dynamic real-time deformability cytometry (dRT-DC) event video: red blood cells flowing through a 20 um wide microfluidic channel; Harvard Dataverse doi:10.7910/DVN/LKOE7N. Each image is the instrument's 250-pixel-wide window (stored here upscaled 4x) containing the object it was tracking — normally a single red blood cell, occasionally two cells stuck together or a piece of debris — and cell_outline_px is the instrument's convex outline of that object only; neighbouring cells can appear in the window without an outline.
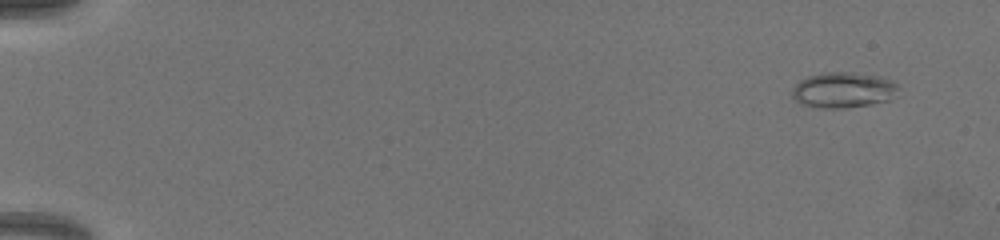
{"species": "common noctule bat (a hibernating species)", "species_latin": "Nyctalus noctula", "temperature_condition": "warm", "stored_images_in_passage": 54, "camera_frame_rate_fps": 3000, "um_per_image_px": 0.085, "animal": {"sex": "female", "body_mass_g": 19.5, "forearm_length_mm": 54.1}, "frame": {"image": 1, "passage_image": 5, "time_ms": 1.333, "image_size_px": [1000, 240], "cell_outline_px": [[896, 88], [888, 100], [868, 104], [844, 108], [816, 108], [804, 104], [796, 100], [792, 96], [792, 88], [800, 80], [808, 76], [824, 72], [848, 72], [880, 76], [892, 80], [896, 84]], "centroid_in_image_um": [71.61, 7.64], "position_along_channel_um": 13.4, "area_um2": 21.68}}
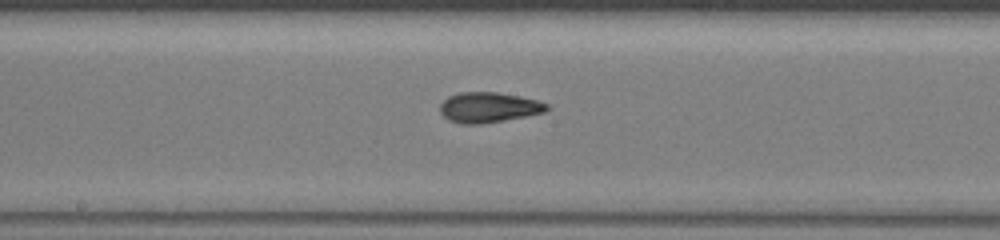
{"frame": {"image": 2, "passage_image": 39, "time_ms": 12.667, "image_size_px": [1000, 240], "cell_outline_px": [[548, 108], [544, 112], [504, 120], [480, 124], [460, 124], [448, 120], [440, 112], [440, 104], [448, 96], [460, 92], [496, 92], [520, 96], [536, 100], [548, 104]], "centroid_in_image_um": [41.49, 9.12], "position_along_channel_um": 206.7, "area_um2": 18.73}}
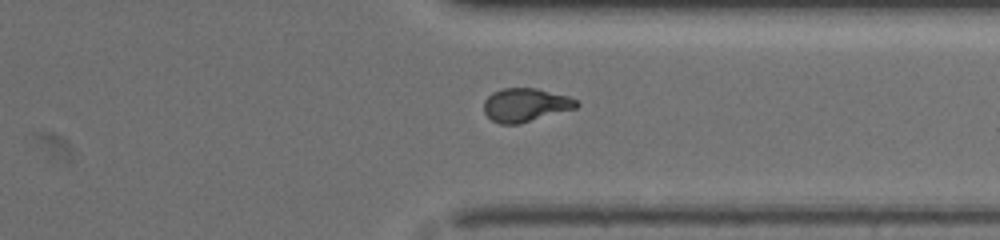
{"frame": {"image": 3, "passage_image": 54, "time_ms": 17.667, "image_size_px": [1000, 240], "cell_outline_px": [[580, 104], [576, 108], [520, 124], [500, 124], [492, 120], [484, 112], [484, 100], [492, 92], [500, 88], [536, 88], [568, 96], [576, 100]], "centroid_in_image_um": [44.65, 8.92], "position_along_channel_um": 366.7, "area_um2": 18.15}}